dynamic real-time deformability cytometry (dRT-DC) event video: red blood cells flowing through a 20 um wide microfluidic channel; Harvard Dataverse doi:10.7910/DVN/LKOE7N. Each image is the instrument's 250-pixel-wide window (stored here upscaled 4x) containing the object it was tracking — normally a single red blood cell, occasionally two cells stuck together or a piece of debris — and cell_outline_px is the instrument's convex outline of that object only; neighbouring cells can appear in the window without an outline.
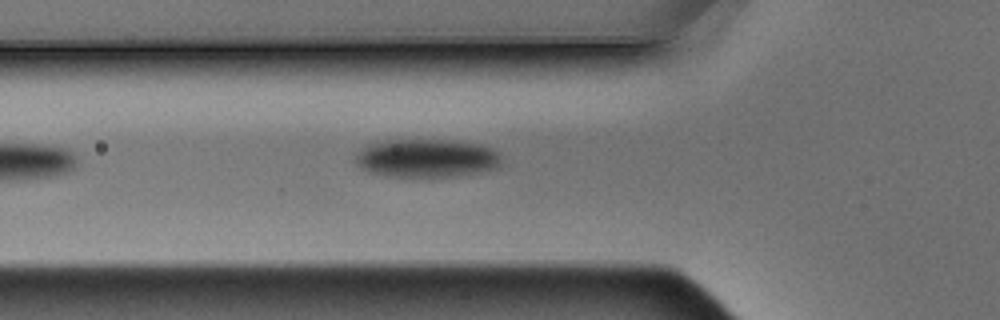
{"species": "Egyptian fruit bat (a non-hibernating species)", "species_latin": "Rousettus aegyptiacus", "temperature_condition": "warm", "stored_images_in_passage": 5, "camera_frame_rate_fps": 3000, "um_per_image_px": 0.085, "animal": {"sex": "male"}, "frame": {"image": 1, "passage_image": 5, "time_ms": 1.333, "image_size_px": [1000, 320], "cell_outline_px": [[500, 168], [480, 172], [456, 176], [384, 176], [368, 172], [360, 168], [356, 164], [356, 156], [368, 144], [392, 140], [444, 140], [480, 144], [492, 148], [500, 156]], "centroid_in_image_um": [36.28, 13.46], "position_along_channel_um": 89.5, "area_um2": 32.43}}